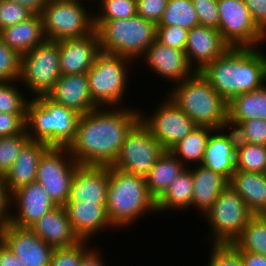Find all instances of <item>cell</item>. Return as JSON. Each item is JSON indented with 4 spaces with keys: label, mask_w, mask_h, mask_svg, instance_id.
I'll list each match as a JSON object with an SVG mask.
<instances>
[{
    "label": "cell",
    "mask_w": 266,
    "mask_h": 266,
    "mask_svg": "<svg viewBox=\"0 0 266 266\" xmlns=\"http://www.w3.org/2000/svg\"><path fill=\"white\" fill-rule=\"evenodd\" d=\"M20 5L26 6L34 14H41L49 0H13Z\"/></svg>",
    "instance_id": "obj_53"
},
{
    "label": "cell",
    "mask_w": 266,
    "mask_h": 266,
    "mask_svg": "<svg viewBox=\"0 0 266 266\" xmlns=\"http://www.w3.org/2000/svg\"><path fill=\"white\" fill-rule=\"evenodd\" d=\"M0 266H25L1 239Z\"/></svg>",
    "instance_id": "obj_50"
},
{
    "label": "cell",
    "mask_w": 266,
    "mask_h": 266,
    "mask_svg": "<svg viewBox=\"0 0 266 266\" xmlns=\"http://www.w3.org/2000/svg\"><path fill=\"white\" fill-rule=\"evenodd\" d=\"M207 266H243L240 254L230 244H212Z\"/></svg>",
    "instance_id": "obj_43"
},
{
    "label": "cell",
    "mask_w": 266,
    "mask_h": 266,
    "mask_svg": "<svg viewBox=\"0 0 266 266\" xmlns=\"http://www.w3.org/2000/svg\"><path fill=\"white\" fill-rule=\"evenodd\" d=\"M100 2V3H99ZM94 19H127L137 14L136 0H99Z\"/></svg>",
    "instance_id": "obj_38"
},
{
    "label": "cell",
    "mask_w": 266,
    "mask_h": 266,
    "mask_svg": "<svg viewBox=\"0 0 266 266\" xmlns=\"http://www.w3.org/2000/svg\"><path fill=\"white\" fill-rule=\"evenodd\" d=\"M108 166L79 165L71 184L68 202L107 203Z\"/></svg>",
    "instance_id": "obj_21"
},
{
    "label": "cell",
    "mask_w": 266,
    "mask_h": 266,
    "mask_svg": "<svg viewBox=\"0 0 266 266\" xmlns=\"http://www.w3.org/2000/svg\"><path fill=\"white\" fill-rule=\"evenodd\" d=\"M188 31L179 26H157L156 39L164 45L185 50Z\"/></svg>",
    "instance_id": "obj_44"
},
{
    "label": "cell",
    "mask_w": 266,
    "mask_h": 266,
    "mask_svg": "<svg viewBox=\"0 0 266 266\" xmlns=\"http://www.w3.org/2000/svg\"><path fill=\"white\" fill-rule=\"evenodd\" d=\"M21 55L0 38V82L19 81Z\"/></svg>",
    "instance_id": "obj_40"
},
{
    "label": "cell",
    "mask_w": 266,
    "mask_h": 266,
    "mask_svg": "<svg viewBox=\"0 0 266 266\" xmlns=\"http://www.w3.org/2000/svg\"><path fill=\"white\" fill-rule=\"evenodd\" d=\"M142 60L148 68L166 80L181 82L190 78L196 71L189 65L184 50L169 47L157 39L145 51Z\"/></svg>",
    "instance_id": "obj_18"
},
{
    "label": "cell",
    "mask_w": 266,
    "mask_h": 266,
    "mask_svg": "<svg viewBox=\"0 0 266 266\" xmlns=\"http://www.w3.org/2000/svg\"><path fill=\"white\" fill-rule=\"evenodd\" d=\"M179 26L190 30L199 24L192 0H169L157 26Z\"/></svg>",
    "instance_id": "obj_34"
},
{
    "label": "cell",
    "mask_w": 266,
    "mask_h": 266,
    "mask_svg": "<svg viewBox=\"0 0 266 266\" xmlns=\"http://www.w3.org/2000/svg\"><path fill=\"white\" fill-rule=\"evenodd\" d=\"M230 245L236 251H248L266 256V221L253 215L241 235Z\"/></svg>",
    "instance_id": "obj_33"
},
{
    "label": "cell",
    "mask_w": 266,
    "mask_h": 266,
    "mask_svg": "<svg viewBox=\"0 0 266 266\" xmlns=\"http://www.w3.org/2000/svg\"><path fill=\"white\" fill-rule=\"evenodd\" d=\"M219 32L234 48H259L266 34L253 21L244 0H218Z\"/></svg>",
    "instance_id": "obj_11"
},
{
    "label": "cell",
    "mask_w": 266,
    "mask_h": 266,
    "mask_svg": "<svg viewBox=\"0 0 266 266\" xmlns=\"http://www.w3.org/2000/svg\"><path fill=\"white\" fill-rule=\"evenodd\" d=\"M193 177L189 167L170 184L165 193L156 201L157 213L168 210H185L192 206Z\"/></svg>",
    "instance_id": "obj_31"
},
{
    "label": "cell",
    "mask_w": 266,
    "mask_h": 266,
    "mask_svg": "<svg viewBox=\"0 0 266 266\" xmlns=\"http://www.w3.org/2000/svg\"><path fill=\"white\" fill-rule=\"evenodd\" d=\"M78 166L67 147H50L41 157L36 181L57 206H64L68 202L74 172Z\"/></svg>",
    "instance_id": "obj_12"
},
{
    "label": "cell",
    "mask_w": 266,
    "mask_h": 266,
    "mask_svg": "<svg viewBox=\"0 0 266 266\" xmlns=\"http://www.w3.org/2000/svg\"><path fill=\"white\" fill-rule=\"evenodd\" d=\"M252 216L242 197L228 185L203 215L210 227V244H232Z\"/></svg>",
    "instance_id": "obj_9"
},
{
    "label": "cell",
    "mask_w": 266,
    "mask_h": 266,
    "mask_svg": "<svg viewBox=\"0 0 266 266\" xmlns=\"http://www.w3.org/2000/svg\"><path fill=\"white\" fill-rule=\"evenodd\" d=\"M266 120V83L260 88L236 95L228 102V125L235 129L241 122Z\"/></svg>",
    "instance_id": "obj_28"
},
{
    "label": "cell",
    "mask_w": 266,
    "mask_h": 266,
    "mask_svg": "<svg viewBox=\"0 0 266 266\" xmlns=\"http://www.w3.org/2000/svg\"><path fill=\"white\" fill-rule=\"evenodd\" d=\"M243 266H266V256L248 251H237Z\"/></svg>",
    "instance_id": "obj_51"
},
{
    "label": "cell",
    "mask_w": 266,
    "mask_h": 266,
    "mask_svg": "<svg viewBox=\"0 0 266 266\" xmlns=\"http://www.w3.org/2000/svg\"><path fill=\"white\" fill-rule=\"evenodd\" d=\"M0 239L25 266H50L55 248L45 243L30 228L9 223L0 232Z\"/></svg>",
    "instance_id": "obj_15"
},
{
    "label": "cell",
    "mask_w": 266,
    "mask_h": 266,
    "mask_svg": "<svg viewBox=\"0 0 266 266\" xmlns=\"http://www.w3.org/2000/svg\"><path fill=\"white\" fill-rule=\"evenodd\" d=\"M164 99L152 114L149 112L145 115L144 111H140V120L165 151H170L196 125L169 97L165 96Z\"/></svg>",
    "instance_id": "obj_14"
},
{
    "label": "cell",
    "mask_w": 266,
    "mask_h": 266,
    "mask_svg": "<svg viewBox=\"0 0 266 266\" xmlns=\"http://www.w3.org/2000/svg\"><path fill=\"white\" fill-rule=\"evenodd\" d=\"M254 214L266 200V173L236 170L228 184Z\"/></svg>",
    "instance_id": "obj_30"
},
{
    "label": "cell",
    "mask_w": 266,
    "mask_h": 266,
    "mask_svg": "<svg viewBox=\"0 0 266 266\" xmlns=\"http://www.w3.org/2000/svg\"><path fill=\"white\" fill-rule=\"evenodd\" d=\"M86 0H49L41 13L45 35L50 41L85 37L95 31L94 15Z\"/></svg>",
    "instance_id": "obj_8"
},
{
    "label": "cell",
    "mask_w": 266,
    "mask_h": 266,
    "mask_svg": "<svg viewBox=\"0 0 266 266\" xmlns=\"http://www.w3.org/2000/svg\"><path fill=\"white\" fill-rule=\"evenodd\" d=\"M202 75L227 102L241 93L260 88L266 83V53L262 47H230L208 64Z\"/></svg>",
    "instance_id": "obj_2"
},
{
    "label": "cell",
    "mask_w": 266,
    "mask_h": 266,
    "mask_svg": "<svg viewBox=\"0 0 266 266\" xmlns=\"http://www.w3.org/2000/svg\"><path fill=\"white\" fill-rule=\"evenodd\" d=\"M89 243V241L81 240L70 247L55 248L50 266H80L82 257L92 248L89 247Z\"/></svg>",
    "instance_id": "obj_39"
},
{
    "label": "cell",
    "mask_w": 266,
    "mask_h": 266,
    "mask_svg": "<svg viewBox=\"0 0 266 266\" xmlns=\"http://www.w3.org/2000/svg\"><path fill=\"white\" fill-rule=\"evenodd\" d=\"M167 96L195 123L214 130L228 125V102L201 72L176 83Z\"/></svg>",
    "instance_id": "obj_3"
},
{
    "label": "cell",
    "mask_w": 266,
    "mask_h": 266,
    "mask_svg": "<svg viewBox=\"0 0 266 266\" xmlns=\"http://www.w3.org/2000/svg\"><path fill=\"white\" fill-rule=\"evenodd\" d=\"M34 13L13 0H0V31L26 21Z\"/></svg>",
    "instance_id": "obj_42"
},
{
    "label": "cell",
    "mask_w": 266,
    "mask_h": 266,
    "mask_svg": "<svg viewBox=\"0 0 266 266\" xmlns=\"http://www.w3.org/2000/svg\"><path fill=\"white\" fill-rule=\"evenodd\" d=\"M64 207L80 240L89 241L106 228L116 230L109 220L106 203L67 202Z\"/></svg>",
    "instance_id": "obj_23"
},
{
    "label": "cell",
    "mask_w": 266,
    "mask_h": 266,
    "mask_svg": "<svg viewBox=\"0 0 266 266\" xmlns=\"http://www.w3.org/2000/svg\"><path fill=\"white\" fill-rule=\"evenodd\" d=\"M140 111L125 105L105 106L81 115L75 138L67 147L74 160L82 166L111 167L127 134L140 121Z\"/></svg>",
    "instance_id": "obj_1"
},
{
    "label": "cell",
    "mask_w": 266,
    "mask_h": 266,
    "mask_svg": "<svg viewBox=\"0 0 266 266\" xmlns=\"http://www.w3.org/2000/svg\"><path fill=\"white\" fill-rule=\"evenodd\" d=\"M235 161L236 170L266 173V146L237 140Z\"/></svg>",
    "instance_id": "obj_35"
},
{
    "label": "cell",
    "mask_w": 266,
    "mask_h": 266,
    "mask_svg": "<svg viewBox=\"0 0 266 266\" xmlns=\"http://www.w3.org/2000/svg\"><path fill=\"white\" fill-rule=\"evenodd\" d=\"M53 102L84 115L99 107L92 99L86 73L62 75L46 95Z\"/></svg>",
    "instance_id": "obj_22"
},
{
    "label": "cell",
    "mask_w": 266,
    "mask_h": 266,
    "mask_svg": "<svg viewBox=\"0 0 266 266\" xmlns=\"http://www.w3.org/2000/svg\"><path fill=\"white\" fill-rule=\"evenodd\" d=\"M81 114L47 96L31 98L27 105L26 131L32 141L50 147H68L74 140Z\"/></svg>",
    "instance_id": "obj_5"
},
{
    "label": "cell",
    "mask_w": 266,
    "mask_h": 266,
    "mask_svg": "<svg viewBox=\"0 0 266 266\" xmlns=\"http://www.w3.org/2000/svg\"><path fill=\"white\" fill-rule=\"evenodd\" d=\"M10 201L11 195L8 193L5 178L0 175V232L10 223Z\"/></svg>",
    "instance_id": "obj_48"
},
{
    "label": "cell",
    "mask_w": 266,
    "mask_h": 266,
    "mask_svg": "<svg viewBox=\"0 0 266 266\" xmlns=\"http://www.w3.org/2000/svg\"><path fill=\"white\" fill-rule=\"evenodd\" d=\"M60 76L57 41L47 40L21 55L19 82L30 91V98L46 96Z\"/></svg>",
    "instance_id": "obj_10"
},
{
    "label": "cell",
    "mask_w": 266,
    "mask_h": 266,
    "mask_svg": "<svg viewBox=\"0 0 266 266\" xmlns=\"http://www.w3.org/2000/svg\"><path fill=\"white\" fill-rule=\"evenodd\" d=\"M236 143L237 135L234 129L225 127L214 130L207 141L201 165L220 173L229 181L236 171Z\"/></svg>",
    "instance_id": "obj_20"
},
{
    "label": "cell",
    "mask_w": 266,
    "mask_h": 266,
    "mask_svg": "<svg viewBox=\"0 0 266 266\" xmlns=\"http://www.w3.org/2000/svg\"><path fill=\"white\" fill-rule=\"evenodd\" d=\"M50 148L44 142L29 140L21 149L17 159L4 175L8 193L36 181L37 167L43 154Z\"/></svg>",
    "instance_id": "obj_25"
},
{
    "label": "cell",
    "mask_w": 266,
    "mask_h": 266,
    "mask_svg": "<svg viewBox=\"0 0 266 266\" xmlns=\"http://www.w3.org/2000/svg\"><path fill=\"white\" fill-rule=\"evenodd\" d=\"M192 167H189L193 177L192 208L196 207L204 215L228 186L229 181L220 173L202 165Z\"/></svg>",
    "instance_id": "obj_26"
},
{
    "label": "cell",
    "mask_w": 266,
    "mask_h": 266,
    "mask_svg": "<svg viewBox=\"0 0 266 266\" xmlns=\"http://www.w3.org/2000/svg\"><path fill=\"white\" fill-rule=\"evenodd\" d=\"M131 65L132 60L119 55L101 51L96 56L94 64L86 74L90 95L99 107L122 106L120 104L126 95L127 74L130 73Z\"/></svg>",
    "instance_id": "obj_7"
},
{
    "label": "cell",
    "mask_w": 266,
    "mask_h": 266,
    "mask_svg": "<svg viewBox=\"0 0 266 266\" xmlns=\"http://www.w3.org/2000/svg\"><path fill=\"white\" fill-rule=\"evenodd\" d=\"M234 130L238 141L266 146L265 119L243 121Z\"/></svg>",
    "instance_id": "obj_41"
},
{
    "label": "cell",
    "mask_w": 266,
    "mask_h": 266,
    "mask_svg": "<svg viewBox=\"0 0 266 266\" xmlns=\"http://www.w3.org/2000/svg\"><path fill=\"white\" fill-rule=\"evenodd\" d=\"M10 206L16 213H10V223L21 228H30L44 214L57 205L37 181L32 182L11 194Z\"/></svg>",
    "instance_id": "obj_16"
},
{
    "label": "cell",
    "mask_w": 266,
    "mask_h": 266,
    "mask_svg": "<svg viewBox=\"0 0 266 266\" xmlns=\"http://www.w3.org/2000/svg\"><path fill=\"white\" fill-rule=\"evenodd\" d=\"M94 26L102 52L133 62L156 40L157 25L138 14L127 19H94Z\"/></svg>",
    "instance_id": "obj_6"
},
{
    "label": "cell",
    "mask_w": 266,
    "mask_h": 266,
    "mask_svg": "<svg viewBox=\"0 0 266 266\" xmlns=\"http://www.w3.org/2000/svg\"><path fill=\"white\" fill-rule=\"evenodd\" d=\"M165 149L141 120L131 129L112 167L145 177Z\"/></svg>",
    "instance_id": "obj_13"
},
{
    "label": "cell",
    "mask_w": 266,
    "mask_h": 266,
    "mask_svg": "<svg viewBox=\"0 0 266 266\" xmlns=\"http://www.w3.org/2000/svg\"><path fill=\"white\" fill-rule=\"evenodd\" d=\"M30 229L54 248L70 247L81 241L73 231L64 206H56L44 214Z\"/></svg>",
    "instance_id": "obj_24"
},
{
    "label": "cell",
    "mask_w": 266,
    "mask_h": 266,
    "mask_svg": "<svg viewBox=\"0 0 266 266\" xmlns=\"http://www.w3.org/2000/svg\"><path fill=\"white\" fill-rule=\"evenodd\" d=\"M199 24L219 29L218 0H192Z\"/></svg>",
    "instance_id": "obj_45"
},
{
    "label": "cell",
    "mask_w": 266,
    "mask_h": 266,
    "mask_svg": "<svg viewBox=\"0 0 266 266\" xmlns=\"http://www.w3.org/2000/svg\"><path fill=\"white\" fill-rule=\"evenodd\" d=\"M253 21L266 34V0H244Z\"/></svg>",
    "instance_id": "obj_49"
},
{
    "label": "cell",
    "mask_w": 266,
    "mask_h": 266,
    "mask_svg": "<svg viewBox=\"0 0 266 266\" xmlns=\"http://www.w3.org/2000/svg\"><path fill=\"white\" fill-rule=\"evenodd\" d=\"M16 82L19 84L16 80L0 82V112L9 114L27 113V105L30 99H26Z\"/></svg>",
    "instance_id": "obj_36"
},
{
    "label": "cell",
    "mask_w": 266,
    "mask_h": 266,
    "mask_svg": "<svg viewBox=\"0 0 266 266\" xmlns=\"http://www.w3.org/2000/svg\"><path fill=\"white\" fill-rule=\"evenodd\" d=\"M253 215L260 220L266 221V200Z\"/></svg>",
    "instance_id": "obj_54"
},
{
    "label": "cell",
    "mask_w": 266,
    "mask_h": 266,
    "mask_svg": "<svg viewBox=\"0 0 266 266\" xmlns=\"http://www.w3.org/2000/svg\"><path fill=\"white\" fill-rule=\"evenodd\" d=\"M229 48L218 29L198 25L188 31L184 51L189 65L196 72H201Z\"/></svg>",
    "instance_id": "obj_17"
},
{
    "label": "cell",
    "mask_w": 266,
    "mask_h": 266,
    "mask_svg": "<svg viewBox=\"0 0 266 266\" xmlns=\"http://www.w3.org/2000/svg\"><path fill=\"white\" fill-rule=\"evenodd\" d=\"M107 213L112 225L119 229L131 226L140 216L156 213V200L147 188L145 177L109 167Z\"/></svg>",
    "instance_id": "obj_4"
},
{
    "label": "cell",
    "mask_w": 266,
    "mask_h": 266,
    "mask_svg": "<svg viewBox=\"0 0 266 266\" xmlns=\"http://www.w3.org/2000/svg\"><path fill=\"white\" fill-rule=\"evenodd\" d=\"M26 114L0 112V138L18 135L26 129Z\"/></svg>",
    "instance_id": "obj_47"
},
{
    "label": "cell",
    "mask_w": 266,
    "mask_h": 266,
    "mask_svg": "<svg viewBox=\"0 0 266 266\" xmlns=\"http://www.w3.org/2000/svg\"><path fill=\"white\" fill-rule=\"evenodd\" d=\"M0 38L19 55L31 51L48 40L41 14H33L26 21L1 30Z\"/></svg>",
    "instance_id": "obj_27"
},
{
    "label": "cell",
    "mask_w": 266,
    "mask_h": 266,
    "mask_svg": "<svg viewBox=\"0 0 266 266\" xmlns=\"http://www.w3.org/2000/svg\"><path fill=\"white\" fill-rule=\"evenodd\" d=\"M98 250V251H97ZM100 249L91 248L83 257L80 266H105Z\"/></svg>",
    "instance_id": "obj_52"
},
{
    "label": "cell",
    "mask_w": 266,
    "mask_h": 266,
    "mask_svg": "<svg viewBox=\"0 0 266 266\" xmlns=\"http://www.w3.org/2000/svg\"><path fill=\"white\" fill-rule=\"evenodd\" d=\"M214 129L196 126L170 151L188 168L189 164L201 165L204 159L207 141Z\"/></svg>",
    "instance_id": "obj_32"
},
{
    "label": "cell",
    "mask_w": 266,
    "mask_h": 266,
    "mask_svg": "<svg viewBox=\"0 0 266 266\" xmlns=\"http://www.w3.org/2000/svg\"><path fill=\"white\" fill-rule=\"evenodd\" d=\"M59 43V64L62 75L87 73L101 52L96 30L81 38L63 39Z\"/></svg>",
    "instance_id": "obj_19"
},
{
    "label": "cell",
    "mask_w": 266,
    "mask_h": 266,
    "mask_svg": "<svg viewBox=\"0 0 266 266\" xmlns=\"http://www.w3.org/2000/svg\"><path fill=\"white\" fill-rule=\"evenodd\" d=\"M186 168L171 151H164L145 176L151 196L157 201Z\"/></svg>",
    "instance_id": "obj_29"
},
{
    "label": "cell",
    "mask_w": 266,
    "mask_h": 266,
    "mask_svg": "<svg viewBox=\"0 0 266 266\" xmlns=\"http://www.w3.org/2000/svg\"><path fill=\"white\" fill-rule=\"evenodd\" d=\"M169 0H136L137 14L144 19L159 23Z\"/></svg>",
    "instance_id": "obj_46"
},
{
    "label": "cell",
    "mask_w": 266,
    "mask_h": 266,
    "mask_svg": "<svg viewBox=\"0 0 266 266\" xmlns=\"http://www.w3.org/2000/svg\"><path fill=\"white\" fill-rule=\"evenodd\" d=\"M29 140L26 129L18 135L0 138V175L4 176L10 170Z\"/></svg>",
    "instance_id": "obj_37"
}]
</instances>
